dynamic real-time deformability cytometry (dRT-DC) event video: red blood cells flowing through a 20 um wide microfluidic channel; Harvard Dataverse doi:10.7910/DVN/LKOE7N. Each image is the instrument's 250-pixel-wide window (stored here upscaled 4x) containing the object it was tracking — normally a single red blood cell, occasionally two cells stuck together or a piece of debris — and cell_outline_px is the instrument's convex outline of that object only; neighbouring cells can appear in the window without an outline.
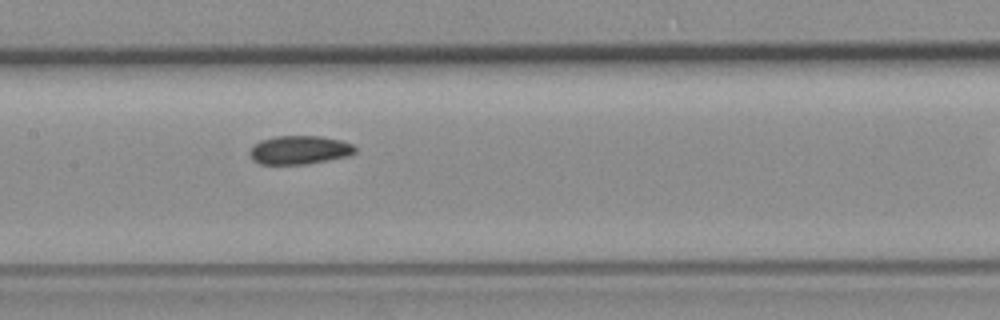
{"species": "common noctule bat (a hibernating species)", "species_latin": "Nyctalus noctula", "temperature_condition": "room temperature", "stored_images_in_passage": 8, "camera_frame_rate_fps": 3000, "um_per_image_px": 0.085, "animal": {"sex": "female", "body_mass_g": 19.3, "forearm_length_mm": 54.1}, "frame": {"image": 1, "passage_image": 5, "time_ms": 5.333, "image_size_px": [1000, 320], "cell_outline_px": [[356, 152], [348, 156], [308, 164], [260, 164], [252, 160], [248, 152], [260, 140], [276, 136], [320, 136], [340, 140], [352, 144], [356, 148]], "centroid_in_image_um": [25.45, 12.75], "position_along_channel_um": 181.9, "area_um2": 17.57}}
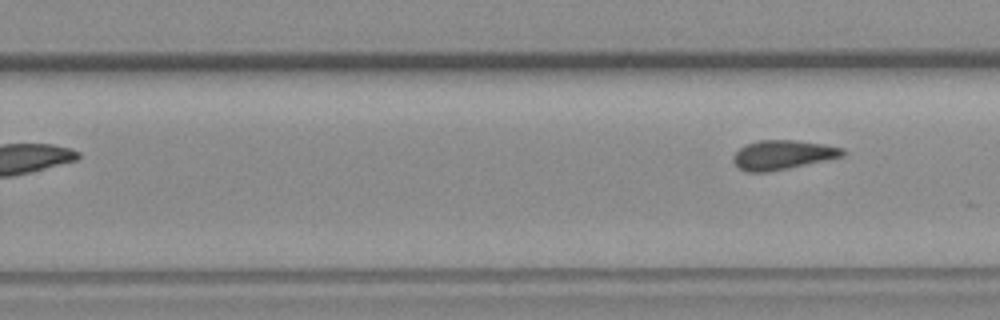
{"frame": {"image": 2, "passage_image": 8, "time_ms": 9.0, "image_size_px": [1000, 320], "cell_outline_px": [[844, 156], [788, 168], [768, 172], [748, 172], [740, 168], [732, 160], [732, 156], [740, 148], [756, 140], [796, 140], [844, 148]], "centroid_in_image_um": [66.5, 13.16], "position_along_channel_um": 263.3, "area_um2": 18.44}}